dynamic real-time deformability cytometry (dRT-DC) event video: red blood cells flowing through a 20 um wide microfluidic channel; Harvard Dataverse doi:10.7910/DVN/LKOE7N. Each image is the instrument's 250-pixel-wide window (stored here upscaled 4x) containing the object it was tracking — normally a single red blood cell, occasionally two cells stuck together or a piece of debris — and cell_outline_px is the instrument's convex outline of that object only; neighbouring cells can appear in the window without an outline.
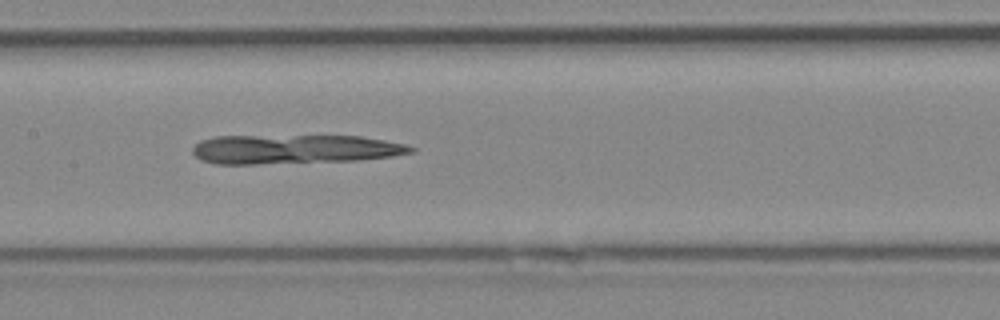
{"species": "Egyptian fruit bat (a non-hibernating species)", "species_latin": "Rousettus aegyptiacus", "temperature_condition": "cold", "stored_images_in_passage": 49, "camera_frame_rate_fps": 3000, "um_per_image_px": 0.085, "animal": {"sex": "female"}, "frame": {"image": 1, "passage_image": 24, "time_ms": 7.667, "image_size_px": [1000, 320], "cell_outline_px": [[416, 152], [392, 156], [360, 160], [256, 164], [216, 164], [200, 160], [192, 152], [192, 148], [200, 140], [216, 136], [360, 136], [408, 144], [416, 148]], "centroid_in_image_um": [25.05, 12.68], "position_along_channel_um": 182.4, "area_um2": 37.34}}
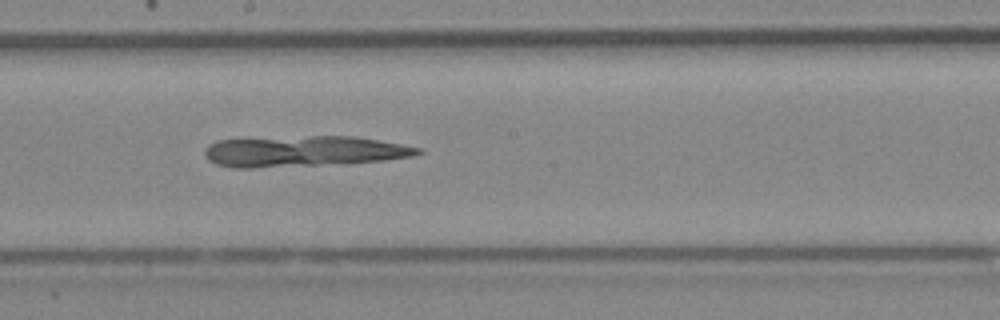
{"frame": {"image": 2, "passage_image": 27, "time_ms": 8.667, "image_size_px": [1000, 320], "cell_outline_px": [[424, 152], [412, 156], [384, 160], [252, 168], [236, 168], [216, 164], [208, 160], [204, 152], [204, 148], [208, 144], [216, 140], [312, 136], [356, 136], [400, 144], [420, 148]], "centroid_in_image_um": [25.76, 12.85], "position_along_channel_um": 222.4, "area_um2": 37.69}}